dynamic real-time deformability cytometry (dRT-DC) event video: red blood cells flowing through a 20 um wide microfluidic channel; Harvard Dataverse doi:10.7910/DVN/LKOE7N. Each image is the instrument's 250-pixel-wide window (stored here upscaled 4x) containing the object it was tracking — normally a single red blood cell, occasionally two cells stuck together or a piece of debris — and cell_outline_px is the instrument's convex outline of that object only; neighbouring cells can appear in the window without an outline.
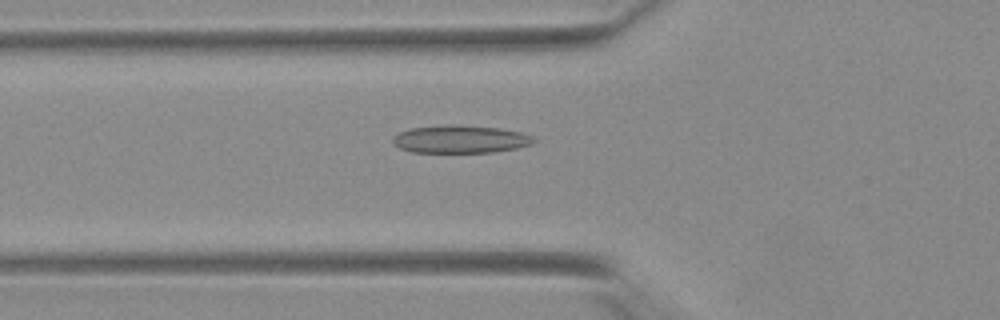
{"species": "Egyptian fruit bat (a non-hibernating species)", "species_latin": "Rousettus aegyptiacus", "temperature_condition": "warm", "stored_images_in_passage": 36, "camera_frame_rate_fps": 3000, "um_per_image_px": 0.085, "animal": {"sex": "female"}, "frame": {"image": 1, "passage_image": 19, "time_ms": 6.0, "image_size_px": [1000, 320], "cell_outline_px": [[540, 140], [532, 144], [516, 148], [492, 152], [412, 152], [400, 148], [392, 140], [400, 132], [408, 128], [444, 124], [456, 124], [500, 128], [520, 132], [532, 136]], "centroid_in_image_um": [39.17, 11.81], "position_along_channel_um": 86.6, "area_um2": 22.95}}
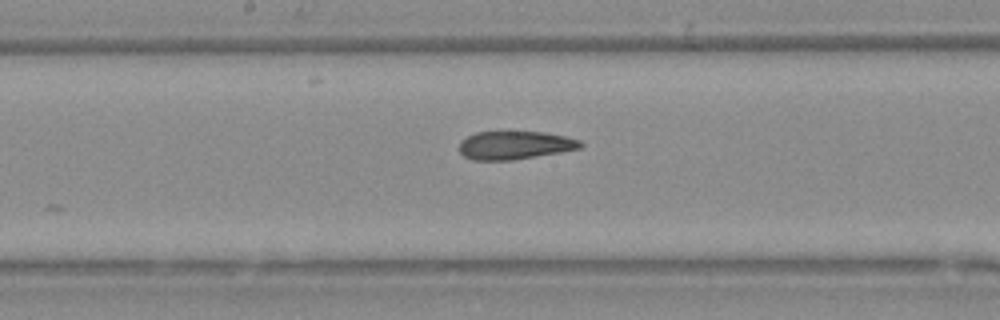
{"frame": {"image": 2, "passage_image": 28, "time_ms": 9.0, "image_size_px": [1000, 320], "cell_outline_px": [[584, 144], [580, 148], [560, 152], [512, 160], [472, 160], [464, 156], [460, 152], [460, 140], [476, 132], [544, 132], [564, 136], [580, 140]], "centroid_in_image_um": [43.75, 12.34], "position_along_channel_um": 204.5, "area_um2": 19.83}}
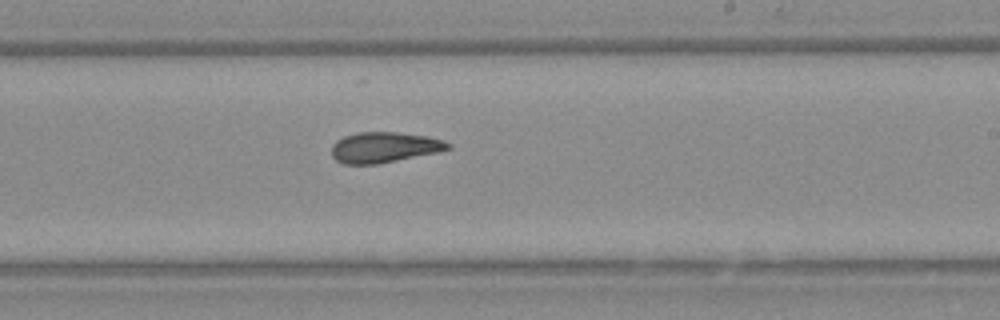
{"frame": {"image": 3, "passage_image": 32, "time_ms": 10.333, "image_size_px": [1000, 320], "cell_outline_px": [[452, 148], [436, 152], [376, 164], [344, 164], [336, 160], [332, 156], [332, 144], [336, 140], [344, 136], [356, 132], [396, 132], [428, 136], [444, 140], [452, 144]], "centroid_in_image_um": [32.65, 12.51], "position_along_channel_um": 256.4, "area_um2": 20.69}}